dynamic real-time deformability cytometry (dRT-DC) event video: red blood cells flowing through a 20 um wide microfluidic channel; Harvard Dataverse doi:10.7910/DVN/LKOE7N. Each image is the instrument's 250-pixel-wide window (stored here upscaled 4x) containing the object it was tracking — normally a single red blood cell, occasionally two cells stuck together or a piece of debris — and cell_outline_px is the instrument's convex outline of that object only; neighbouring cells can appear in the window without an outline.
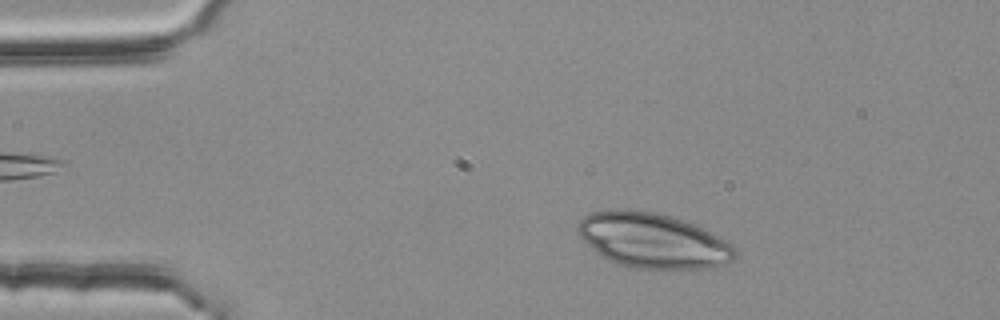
{"species": "common noctule bat (a hibernating species)", "species_latin": "Nyctalus noctula", "temperature_condition": "room temperature", "stored_images_in_passage": 47, "camera_frame_rate_fps": 3000, "um_per_image_px": 0.085, "animal": {"sex": "female", "body_mass_g": 25.1}, "frame": {"image": 1, "passage_image": 6, "time_ms": 1.667, "image_size_px": [1000, 320], "cell_outline_px": [[740, 256], [724, 264], [712, 268], [632, 268], [616, 264], [608, 260], [596, 252], [576, 232], [576, 224], [584, 216], [592, 212], [608, 208], [628, 208], [656, 212], [672, 216], [684, 220], [704, 228], [712, 232], [732, 244], [736, 248]], "centroid_in_image_um": [55.5, 20.42], "position_along_channel_um": 29.5, "area_um2": 51.1}}
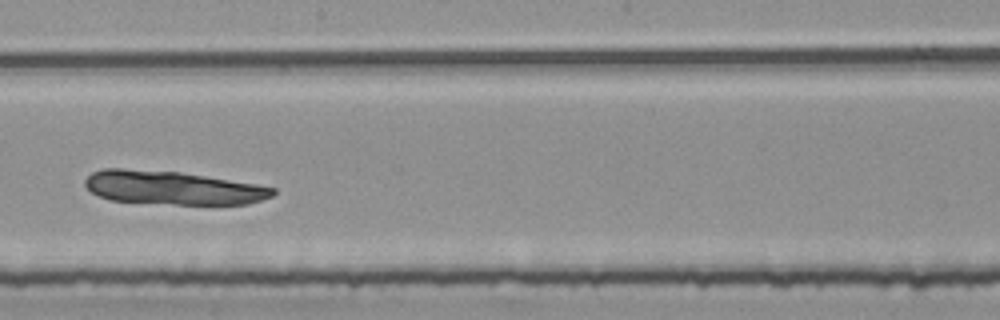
{"frame": {"image": 2, "passage_image": 27, "time_ms": 8.667, "image_size_px": [1000, 320], "cell_outline_px": [[276, 192], [272, 196], [248, 204], [176, 204], [108, 200], [92, 192], [84, 184], [84, 180], [92, 172], [104, 168], [124, 168], [180, 172], [256, 184], [276, 188]], "centroid_in_image_um": [14.65, 15.95], "position_along_channel_um": 233.5, "area_um2": 36.59}}
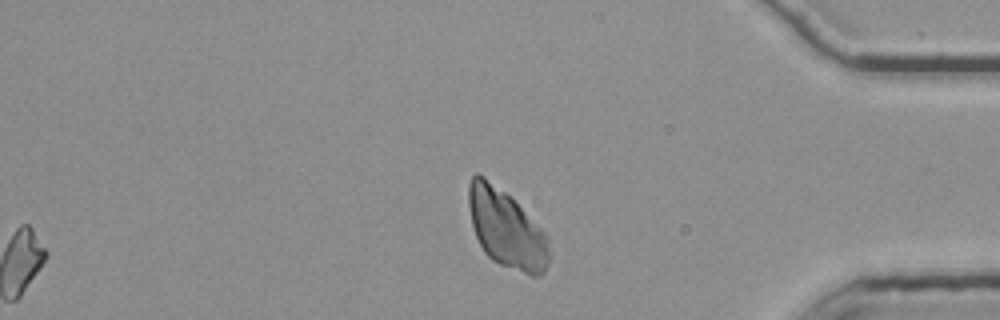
{"frame": {"image": 3, "passage_image": 42, "time_ms": 13.667, "image_size_px": [1000, 320], "cell_outline_px": [[548, 264], [544, 272], [540, 276], [532, 276], [500, 264], [492, 260], [484, 252], [476, 236], [472, 224], [468, 204], [468, 184], [472, 176], [476, 172], [484, 176], [504, 192], [544, 232], [548, 240]], "centroid_in_image_um": [43.0, 19.46], "position_along_channel_um": 392.2, "area_um2": 35.95}}